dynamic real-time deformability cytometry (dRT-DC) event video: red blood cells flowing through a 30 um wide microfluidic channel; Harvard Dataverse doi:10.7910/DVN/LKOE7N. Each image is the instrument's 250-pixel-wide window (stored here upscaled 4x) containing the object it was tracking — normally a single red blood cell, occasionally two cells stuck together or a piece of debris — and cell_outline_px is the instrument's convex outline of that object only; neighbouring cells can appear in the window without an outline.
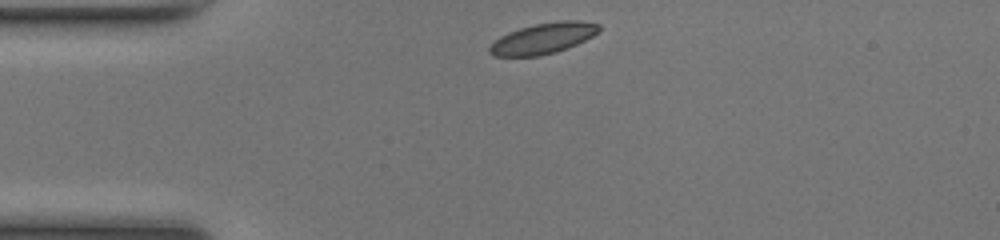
{"species": "common noctule bat (a hibernating species)", "species_latin": "Nyctalus noctula", "temperature_condition": "room temperature", "stored_images_in_passage": 34, "camera_frame_rate_fps": 3000, "um_per_image_px": 0.085, "animal": {"sex": "female", "body_mass_g": 17.0, "forearm_length_mm": 48.0}, "frame": {"image": 1, "passage_image": 1, "time_ms": 0.0, "image_size_px": [1000, 240], "cell_outline_px": [[600, 32], [576, 44], [556, 52], [540, 56], [492, 56], [488, 52], [488, 48], [500, 36], [508, 32], [520, 28], [536, 24], [560, 20], [580, 20], [600, 24]], "centroid_in_image_um": [46.18, 3.26], "position_along_channel_um": 38.8, "area_um2": 19.65}}
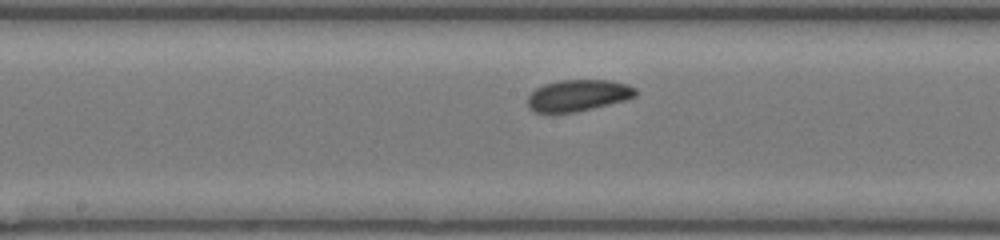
{"frame": {"image": 2, "passage_image": 15, "time_ms": 4.667, "image_size_px": [1000, 240], "cell_outline_px": [[636, 96], [624, 100], [576, 112], [536, 112], [528, 108], [528, 96], [536, 88], [544, 84], [560, 80], [608, 80], [628, 84], [636, 88]], "centroid_in_image_um": [49.13, 8.1], "position_along_channel_um": 199.1, "area_um2": 19.65}}
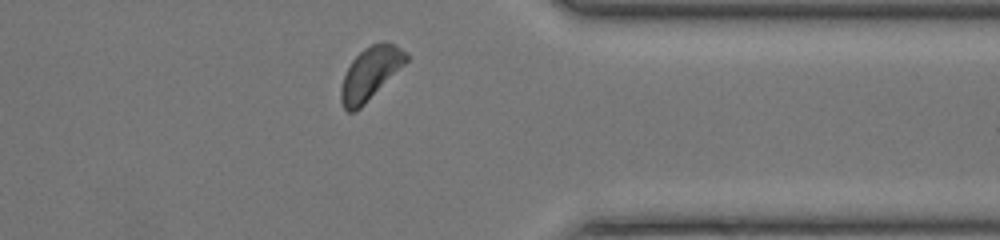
{"frame": {"image": 3, "passage_image": 29, "time_ms": 9.333, "image_size_px": [1000, 240], "cell_outline_px": [[408, 60], [356, 112], [348, 112], [344, 108], [340, 100], [340, 88], [344, 76], [352, 60], [364, 48], [372, 44], [384, 40], [396, 44], [408, 56]], "centroid_in_image_um": [31.45, 6.23], "position_along_channel_um": 379.9, "area_um2": 19.71}, "authors_computed_cell_mechanics": {"area_um2": 19.6231, "velocity_mm_per_s": 4.1043, "shape_relaxation_time_tau1_ms": 3.0217, "shape_relaxation_time_tau2_ms": null, "deformation_change_tau1": 0.0716, "deformation_change_tau2": null}}